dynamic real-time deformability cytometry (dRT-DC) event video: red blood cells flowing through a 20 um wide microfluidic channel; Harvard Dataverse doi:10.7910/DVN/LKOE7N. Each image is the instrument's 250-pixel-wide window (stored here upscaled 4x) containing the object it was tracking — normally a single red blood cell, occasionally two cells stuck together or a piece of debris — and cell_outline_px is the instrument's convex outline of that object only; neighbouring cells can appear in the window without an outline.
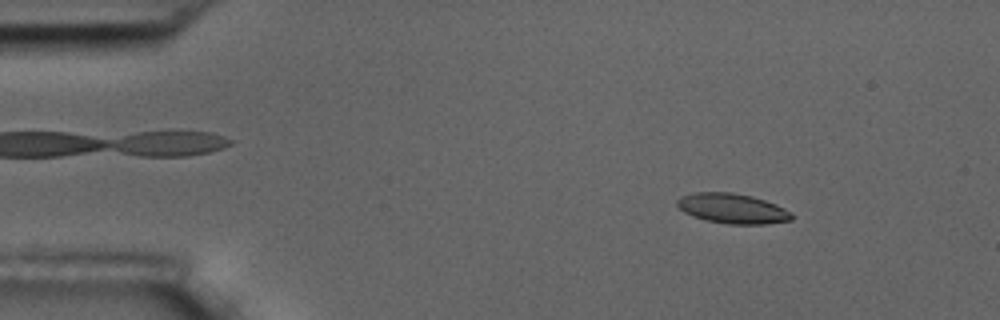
{"species": "common noctule bat (a hibernating species)", "species_latin": "Nyctalus noctula", "temperature_condition": "room temperature", "stored_images_in_passage": 55, "camera_frame_rate_fps": 3000, "um_per_image_px": 0.085, "animal": {"sex": "male", "body_mass_g": 17.5, "forearm_length_mm": 52.3}, "frame": {"image": 1, "passage_image": 7, "time_ms": 2.0, "image_size_px": [1000, 320], "cell_outline_px": [[792, 220], [764, 224], [728, 224], [708, 220], [692, 216], [684, 212], [676, 204], [676, 200], [680, 196], [696, 192], [732, 192], [752, 196], [776, 204], [792, 212]], "centroid_in_image_um": [62.25, 17.71], "position_along_channel_um": 22.8, "area_um2": 20.0}}
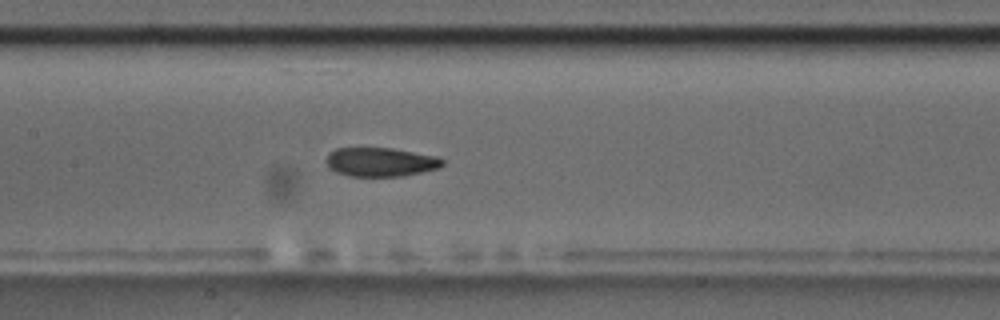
{"frame": {"image": 2, "passage_image": 26, "time_ms": 8.333, "image_size_px": [1000, 320], "cell_outline_px": [[444, 164], [440, 168], [404, 176], [352, 176], [336, 172], [328, 168], [328, 152], [336, 148], [392, 148], [436, 156], [444, 160]], "centroid_in_image_um": [32.37, 13.77], "position_along_channel_um": 175.0, "area_um2": 19.59}}
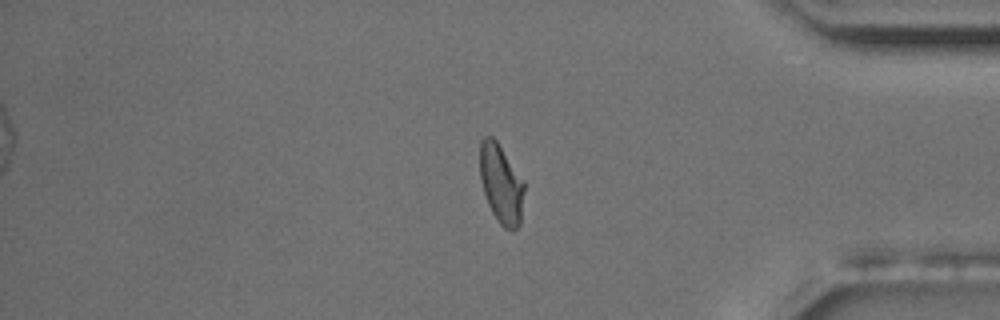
{"frame": {"image": 3, "passage_image": 46, "time_ms": 15.0, "image_size_px": [1000, 320], "cell_outline_px": [[524, 192], [520, 224], [516, 228], [504, 228], [500, 224], [492, 212], [488, 204], [480, 180], [480, 140], [484, 136], [492, 136], [496, 140], [524, 180]], "centroid_in_image_um": [42.59, 15.6], "position_along_channel_um": 392.6, "area_um2": 20.35}, "authors_computed_cell_mechanics": {"area_um2": 20.4612, "velocity_mm_per_s": 3.6334, "shape_relaxation_time_tau1_ms": 11.2791, "shape_relaxation_time_tau2_ms": 1.8395, "deformation_change_tau1": 0.22, "deformation_change_tau2": 0.0695}}